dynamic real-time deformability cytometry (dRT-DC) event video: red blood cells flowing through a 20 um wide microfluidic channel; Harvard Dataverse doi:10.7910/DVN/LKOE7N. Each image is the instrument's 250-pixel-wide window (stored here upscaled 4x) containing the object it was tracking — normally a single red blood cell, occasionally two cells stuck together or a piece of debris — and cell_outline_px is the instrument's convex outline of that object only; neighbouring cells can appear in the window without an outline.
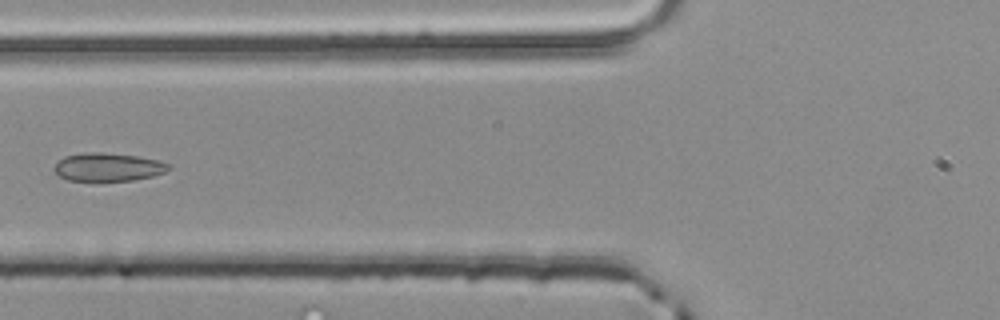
{"species": "common noctule bat (a hibernating species)", "species_latin": "Nyctalus noctula", "temperature_condition": "room temperature", "stored_images_in_passage": 5, "camera_frame_rate_fps": 3000, "um_per_image_px": 0.085, "animal": {"sex": "male", "body_mass_g": 20.4}, "frame": {"image": 1, "passage_image": 5, "time_ms": 1.333, "image_size_px": [1000, 320], "cell_outline_px": [[172, 168], [164, 172], [152, 176], [132, 180], [68, 180], [60, 176], [52, 168], [64, 156], [84, 152], [100, 152], [136, 156], [160, 160], [172, 164]], "centroid_in_image_um": [9.22, 14.18], "position_along_channel_um": 116.6, "area_um2": 18.73}}